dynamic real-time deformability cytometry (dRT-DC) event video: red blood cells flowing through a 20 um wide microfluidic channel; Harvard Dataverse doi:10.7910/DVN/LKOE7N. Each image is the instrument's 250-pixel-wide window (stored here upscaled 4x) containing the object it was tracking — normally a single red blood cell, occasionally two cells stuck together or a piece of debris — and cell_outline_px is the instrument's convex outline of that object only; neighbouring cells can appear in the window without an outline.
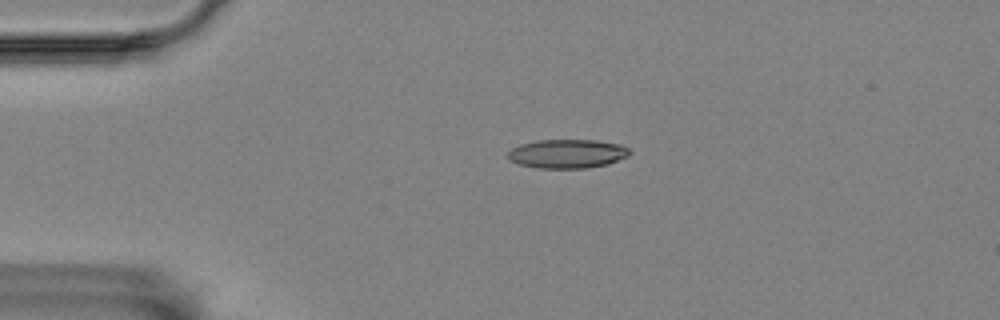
{"species": "Egyptian fruit bat (a non-hibernating species)", "species_latin": "Rousettus aegyptiacus", "temperature_condition": "room temperature", "stored_images_in_passage": 13, "camera_frame_rate_fps": 3000, "um_per_image_px": 0.085, "animal": {"sex": "female"}, "frame": {"image": 1, "passage_image": 1, "time_ms": 0.0, "image_size_px": [1000, 320], "cell_outline_px": [[632, 152], [628, 156], [608, 164], [588, 168], [536, 168], [520, 164], [508, 160], [508, 152], [512, 148], [520, 144], [536, 140], [596, 140], [620, 144], [628, 148]], "centroid_in_image_um": [48.22, 13.06], "position_along_channel_um": 36.8, "area_um2": 20.63}}
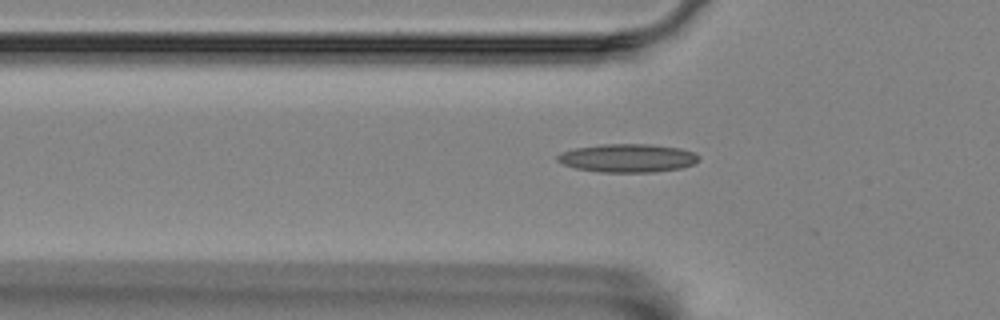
{"frame": {"image": 2, "passage_image": 7, "time_ms": 2.0, "image_size_px": [1000, 320], "cell_outline_px": [[700, 160], [692, 164], [680, 168], [656, 172], [600, 172], [576, 168], [564, 164], [556, 160], [556, 156], [560, 152], [572, 148], [600, 144], [652, 144], [680, 148], [696, 152], [700, 156]], "centroid_in_image_um": [53.35, 13.42], "position_along_channel_um": 72.4, "area_um2": 23.64}}
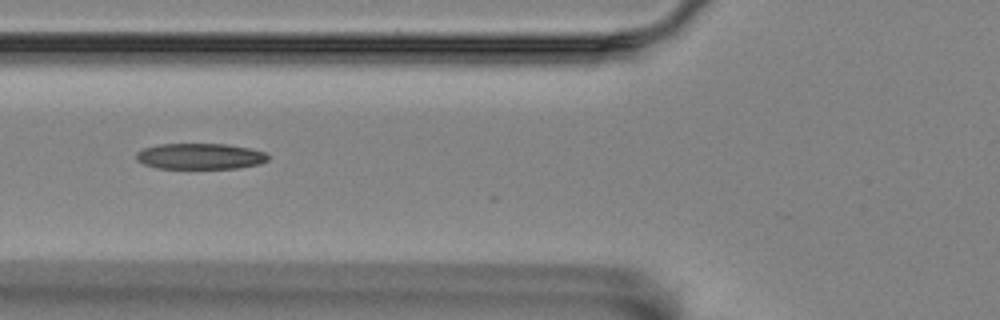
{"frame": {"image": 3, "passage_image": 10, "time_ms": 3.0, "image_size_px": [1000, 320], "cell_outline_px": [[268, 160], [260, 164], [236, 168], [156, 168], [144, 164], [136, 160], [136, 152], [144, 148], [160, 144], [228, 144], [248, 148], [264, 152], [268, 156]], "centroid_in_image_um": [16.99, 13.28], "position_along_channel_um": 108.8, "area_um2": 19.83}}